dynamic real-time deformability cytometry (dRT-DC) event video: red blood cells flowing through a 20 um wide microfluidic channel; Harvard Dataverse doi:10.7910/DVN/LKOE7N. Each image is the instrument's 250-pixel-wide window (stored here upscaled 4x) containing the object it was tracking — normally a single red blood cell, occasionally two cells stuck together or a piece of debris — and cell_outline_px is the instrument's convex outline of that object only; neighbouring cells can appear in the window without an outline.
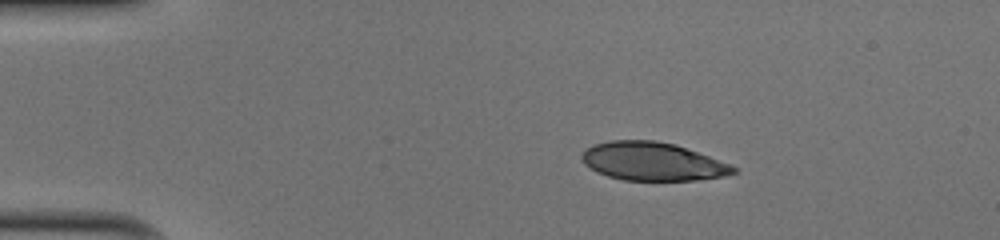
{"species": "human", "species_latin": "Homo sapiens", "temperature_condition": "cold", "stored_images_in_passage": 42, "camera_frame_rate_fps": 3000, "um_per_image_px": 0.085, "donor": {"sex": "male"}, "frame": {"image": 1, "passage_image": 1, "time_ms": 0.0, "image_size_px": [1000, 240], "cell_outline_px": [[740, 172], [728, 176], [696, 180], [624, 180], [608, 176], [596, 172], [584, 164], [580, 156], [592, 144], [612, 140], [652, 140], [676, 144], [740, 168]], "centroid_in_image_um": [55.5, 13.73], "position_along_channel_um": 29.5, "area_um2": 33.99}}
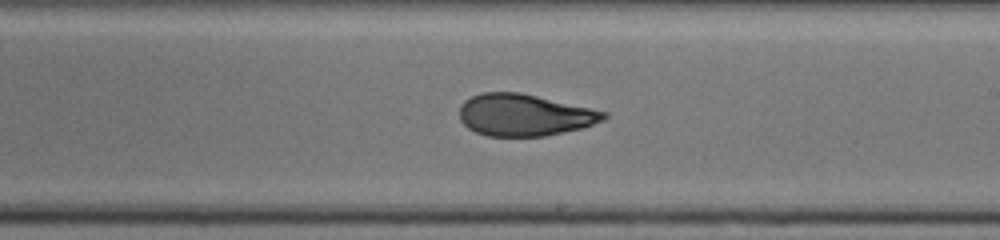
{"frame": {"image": 2, "passage_image": 22, "time_ms": 7.0, "image_size_px": [1000, 240], "cell_outline_px": [[608, 116], [604, 120], [580, 128], [544, 136], [488, 136], [476, 132], [468, 128], [460, 120], [460, 104], [464, 100], [480, 92], [520, 92], [608, 112]], "centroid_in_image_um": [44.54, 9.76], "position_along_channel_um": 244.5, "area_um2": 35.08}}
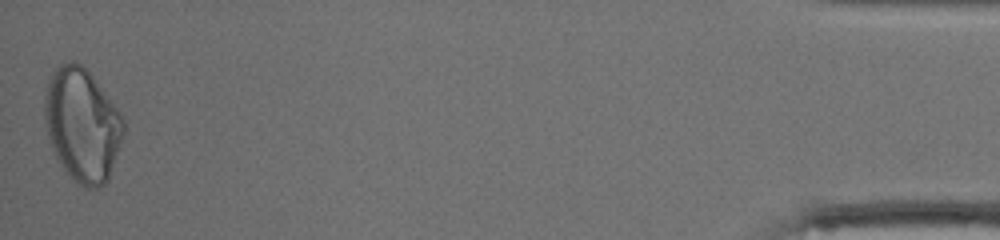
{"frame": {"image": 3, "passage_image": 42, "time_ms": 13.667, "image_size_px": [1000, 240], "cell_outline_px": [[124, 132], [108, 180], [104, 184], [96, 188], [84, 188], [64, 168], [56, 156], [52, 148], [48, 136], [44, 116], [44, 96], [48, 76], [60, 64], [72, 60], [80, 64], [92, 76], [120, 112], [124, 120]], "centroid_in_image_um": [6.97, 10.58], "position_along_channel_um": 428.2, "area_um2": 51.62}, "authors_computed_cell_mechanics": {"area_um2": 36.2695, "velocity_mm_per_s": 4.057, "shape_relaxation_time_tau1_ms": null, "shape_relaxation_time_tau2_ms": 1.7443, "deformation_change_tau1": null, "deformation_change_tau2": 0.0797}}